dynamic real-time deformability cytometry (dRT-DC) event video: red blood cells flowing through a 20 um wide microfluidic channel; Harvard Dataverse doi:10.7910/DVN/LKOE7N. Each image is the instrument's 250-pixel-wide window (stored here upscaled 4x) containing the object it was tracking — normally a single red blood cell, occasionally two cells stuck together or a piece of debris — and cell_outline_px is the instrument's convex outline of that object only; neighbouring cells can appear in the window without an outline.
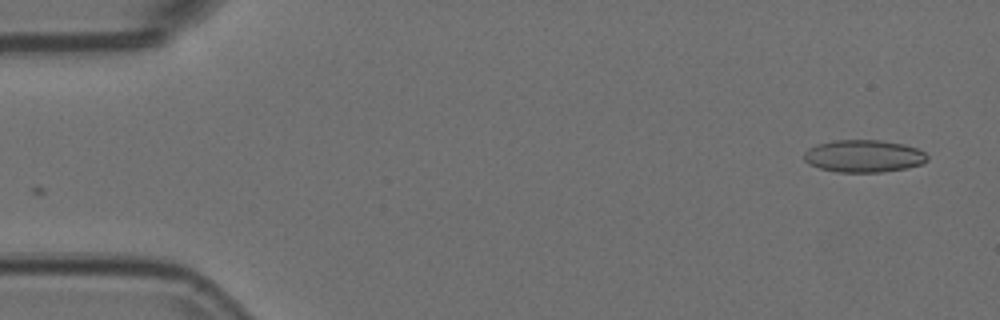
{"species": "Egyptian fruit bat (a non-hibernating species)", "species_latin": "Rousettus aegyptiacus", "temperature_condition": "room temperature", "stored_images_in_passage": 2, "camera_frame_rate_fps": 3000, "um_per_image_px": 0.085, "animal": {"sex": "female"}, "frame": {"image": 1, "passage_image": 2, "time_ms": 0.333, "image_size_px": [1000, 320], "cell_outline_px": [[928, 160], [920, 164], [908, 168], [880, 172], [836, 172], [820, 168], [808, 164], [804, 160], [804, 152], [808, 148], [816, 144], [836, 140], [880, 140], [904, 144], [916, 148], [924, 152], [928, 156]], "centroid_in_image_um": [73.4, 13.27], "position_along_channel_um": 11.6, "area_um2": 23.35}}